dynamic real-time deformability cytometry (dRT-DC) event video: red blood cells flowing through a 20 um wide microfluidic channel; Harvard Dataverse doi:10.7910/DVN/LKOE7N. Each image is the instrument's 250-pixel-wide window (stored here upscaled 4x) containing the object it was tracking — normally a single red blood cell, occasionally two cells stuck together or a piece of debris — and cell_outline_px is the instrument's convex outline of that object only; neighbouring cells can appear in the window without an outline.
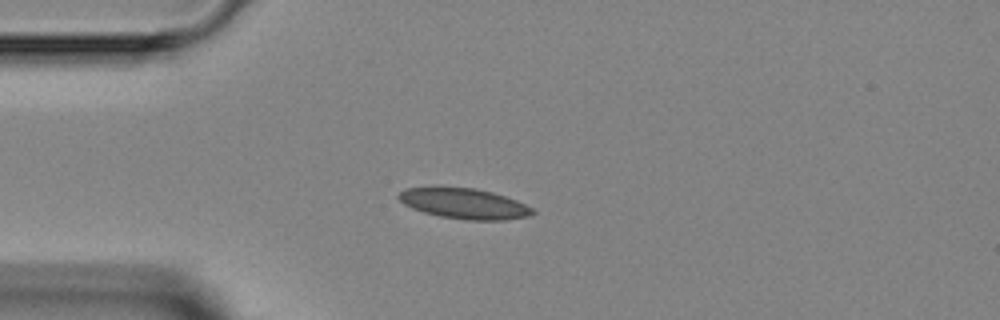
{"species": "Egyptian fruit bat (a non-hibernating species)", "species_latin": "Rousettus aegyptiacus", "temperature_condition": "room temperature", "stored_images_in_passage": 3, "camera_frame_rate_fps": 3000, "um_per_image_px": 0.085, "animal": {"sex": "female"}, "frame": {"image": 1, "passage_image": 3, "time_ms": 2.0, "image_size_px": [1000, 320], "cell_outline_px": [[536, 212], [528, 216], [504, 220], [464, 220], [440, 216], [424, 212], [412, 208], [404, 204], [396, 196], [404, 188], [476, 188], [492, 192], [516, 200], [532, 208]], "centroid_in_image_um": [39.46, 17.32], "position_along_channel_um": 45.5, "area_um2": 23.47}}